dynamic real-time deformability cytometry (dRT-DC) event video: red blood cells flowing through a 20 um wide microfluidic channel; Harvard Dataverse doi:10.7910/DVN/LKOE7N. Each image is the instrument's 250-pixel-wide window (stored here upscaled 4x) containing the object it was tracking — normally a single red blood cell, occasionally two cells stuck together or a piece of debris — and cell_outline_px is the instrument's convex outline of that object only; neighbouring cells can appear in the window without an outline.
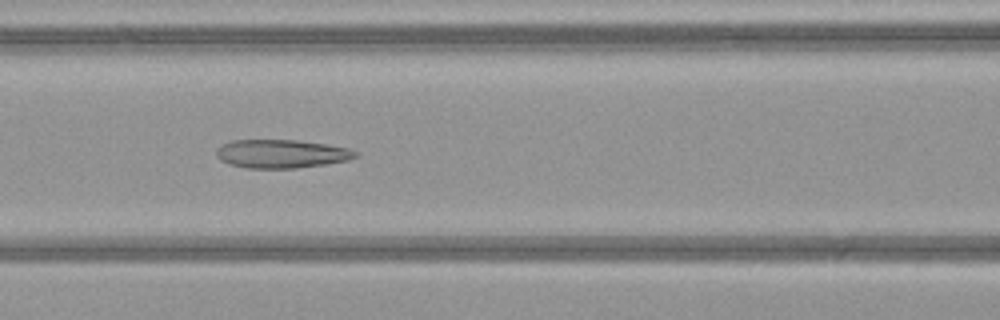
{"species": "common noctule bat (a hibernating species)", "species_latin": "Nyctalus noctula", "temperature_condition": "warm", "stored_images_in_passage": 39, "camera_frame_rate_fps": 3000, "um_per_image_px": 0.085, "animal": {"sex": "female", "body_mass_g": 21.9}, "frame": {"image": 1, "passage_image": 11, "time_ms": 3.333, "image_size_px": [1000, 320], "cell_outline_px": [[360, 156], [348, 160], [324, 164], [296, 168], [248, 168], [228, 164], [220, 160], [216, 156], [216, 148], [220, 144], [232, 140], [296, 140], [328, 144], [348, 148], [356, 152]], "centroid_in_image_um": [23.89, 13.06], "position_along_channel_um": 142.7, "area_um2": 23.24}}
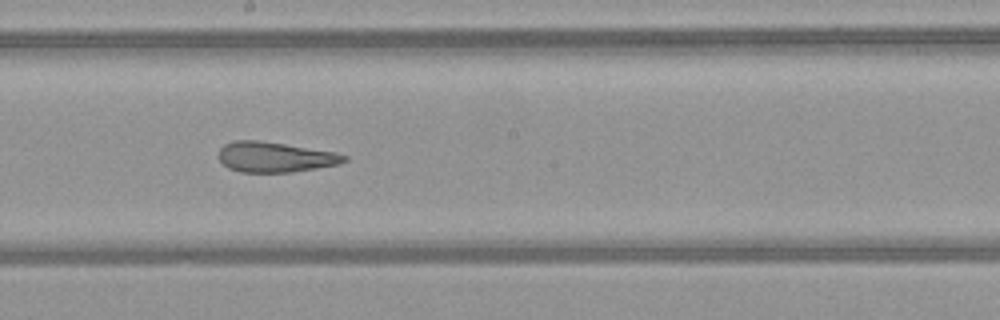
{"frame": {"image": 2, "passage_image": 17, "time_ms": 5.333, "image_size_px": [1000, 320], "cell_outline_px": [[348, 160], [340, 164], [292, 172], [240, 172], [228, 168], [216, 156], [216, 152], [224, 144], [232, 140], [260, 140], [336, 152], [348, 156]], "centroid_in_image_um": [23.35, 13.34], "position_along_channel_um": 224.9, "area_um2": 22.43}}
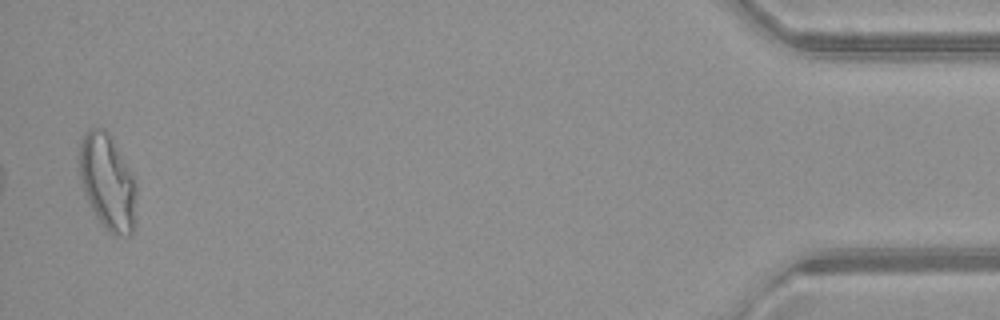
{"frame": {"image": 3, "passage_image": 38, "time_ms": 12.333, "image_size_px": [1000, 320], "cell_outline_px": [[136, 220], [132, 232], [128, 236], [112, 236], [104, 228], [96, 216], [84, 192], [80, 180], [76, 160], [80, 144], [88, 128], [104, 128], [112, 136], [132, 172], [136, 180]], "centroid_in_image_um": [9.15, 15.47], "position_along_channel_um": 426.1, "area_um2": 32.77}, "authors_computed_cell_mechanics": {"area_um2": 24.9696, "velocity_mm_per_s": 4.104, "shape_relaxation_time_tau1_ms": null, "shape_relaxation_time_tau2_ms": 1.8997, "deformation_change_tau1": null, "deformation_change_tau2": 0.1084}}